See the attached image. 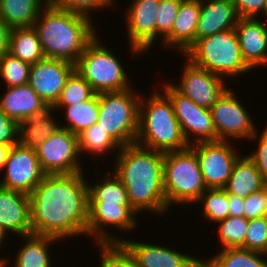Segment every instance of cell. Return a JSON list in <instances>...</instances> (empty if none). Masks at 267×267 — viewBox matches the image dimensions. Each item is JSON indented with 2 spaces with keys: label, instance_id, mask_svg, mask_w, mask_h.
Listing matches in <instances>:
<instances>
[{
  "label": "cell",
  "instance_id": "obj_11",
  "mask_svg": "<svg viewBox=\"0 0 267 267\" xmlns=\"http://www.w3.org/2000/svg\"><path fill=\"white\" fill-rule=\"evenodd\" d=\"M236 97L231 88H227L217 101L210 107L217 140L233 141L250 139L256 129L253 119Z\"/></svg>",
  "mask_w": 267,
  "mask_h": 267
},
{
  "label": "cell",
  "instance_id": "obj_32",
  "mask_svg": "<svg viewBox=\"0 0 267 267\" xmlns=\"http://www.w3.org/2000/svg\"><path fill=\"white\" fill-rule=\"evenodd\" d=\"M79 152L90 153L93 160L97 161L96 155L102 156L108 154V151L113 150L116 154L119 153L121 147L99 126L98 123L91 125L78 134ZM115 149V150H114ZM118 149V152L117 150ZM94 156V157H93Z\"/></svg>",
  "mask_w": 267,
  "mask_h": 267
},
{
  "label": "cell",
  "instance_id": "obj_30",
  "mask_svg": "<svg viewBox=\"0 0 267 267\" xmlns=\"http://www.w3.org/2000/svg\"><path fill=\"white\" fill-rule=\"evenodd\" d=\"M107 172L106 175L103 176V181L96 180L97 183L87 185L89 204H118L120 206H131L128 193L121 180L113 172Z\"/></svg>",
  "mask_w": 267,
  "mask_h": 267
},
{
  "label": "cell",
  "instance_id": "obj_20",
  "mask_svg": "<svg viewBox=\"0 0 267 267\" xmlns=\"http://www.w3.org/2000/svg\"><path fill=\"white\" fill-rule=\"evenodd\" d=\"M243 60L251 68L267 66V22L239 18L235 27Z\"/></svg>",
  "mask_w": 267,
  "mask_h": 267
},
{
  "label": "cell",
  "instance_id": "obj_44",
  "mask_svg": "<svg viewBox=\"0 0 267 267\" xmlns=\"http://www.w3.org/2000/svg\"><path fill=\"white\" fill-rule=\"evenodd\" d=\"M267 0H235L234 6L241 18H258L264 13Z\"/></svg>",
  "mask_w": 267,
  "mask_h": 267
},
{
  "label": "cell",
  "instance_id": "obj_28",
  "mask_svg": "<svg viewBox=\"0 0 267 267\" xmlns=\"http://www.w3.org/2000/svg\"><path fill=\"white\" fill-rule=\"evenodd\" d=\"M9 53L30 65L45 58L41 42L33 26L11 29Z\"/></svg>",
  "mask_w": 267,
  "mask_h": 267
},
{
  "label": "cell",
  "instance_id": "obj_50",
  "mask_svg": "<svg viewBox=\"0 0 267 267\" xmlns=\"http://www.w3.org/2000/svg\"><path fill=\"white\" fill-rule=\"evenodd\" d=\"M221 1H227V2H231V3H235V0H221Z\"/></svg>",
  "mask_w": 267,
  "mask_h": 267
},
{
  "label": "cell",
  "instance_id": "obj_8",
  "mask_svg": "<svg viewBox=\"0 0 267 267\" xmlns=\"http://www.w3.org/2000/svg\"><path fill=\"white\" fill-rule=\"evenodd\" d=\"M141 94L130 88L99 93V126L120 146L137 140Z\"/></svg>",
  "mask_w": 267,
  "mask_h": 267
},
{
  "label": "cell",
  "instance_id": "obj_10",
  "mask_svg": "<svg viewBox=\"0 0 267 267\" xmlns=\"http://www.w3.org/2000/svg\"><path fill=\"white\" fill-rule=\"evenodd\" d=\"M162 86L161 90L169 97L189 146L199 142L217 141L210 109L200 107L190 98L183 96L169 81Z\"/></svg>",
  "mask_w": 267,
  "mask_h": 267
},
{
  "label": "cell",
  "instance_id": "obj_46",
  "mask_svg": "<svg viewBox=\"0 0 267 267\" xmlns=\"http://www.w3.org/2000/svg\"><path fill=\"white\" fill-rule=\"evenodd\" d=\"M10 33L11 28L0 20V58L9 53Z\"/></svg>",
  "mask_w": 267,
  "mask_h": 267
},
{
  "label": "cell",
  "instance_id": "obj_14",
  "mask_svg": "<svg viewBox=\"0 0 267 267\" xmlns=\"http://www.w3.org/2000/svg\"><path fill=\"white\" fill-rule=\"evenodd\" d=\"M0 180L2 187L29 195L46 175L36 150L17 144L11 147ZM5 172V173H4Z\"/></svg>",
  "mask_w": 267,
  "mask_h": 267
},
{
  "label": "cell",
  "instance_id": "obj_49",
  "mask_svg": "<svg viewBox=\"0 0 267 267\" xmlns=\"http://www.w3.org/2000/svg\"><path fill=\"white\" fill-rule=\"evenodd\" d=\"M265 15V17L267 18V3H266V7H265V10H264V13L262 14V16ZM267 20V19H265Z\"/></svg>",
  "mask_w": 267,
  "mask_h": 267
},
{
  "label": "cell",
  "instance_id": "obj_25",
  "mask_svg": "<svg viewBox=\"0 0 267 267\" xmlns=\"http://www.w3.org/2000/svg\"><path fill=\"white\" fill-rule=\"evenodd\" d=\"M266 186V181L256 168L254 162L244 155H240L234 163L231 176L224 187L225 191L240 198H247Z\"/></svg>",
  "mask_w": 267,
  "mask_h": 267
},
{
  "label": "cell",
  "instance_id": "obj_4",
  "mask_svg": "<svg viewBox=\"0 0 267 267\" xmlns=\"http://www.w3.org/2000/svg\"><path fill=\"white\" fill-rule=\"evenodd\" d=\"M139 102L136 144L159 152H173L189 147L181 131L169 97L162 91L151 92ZM146 102V103H144Z\"/></svg>",
  "mask_w": 267,
  "mask_h": 267
},
{
  "label": "cell",
  "instance_id": "obj_48",
  "mask_svg": "<svg viewBox=\"0 0 267 267\" xmlns=\"http://www.w3.org/2000/svg\"><path fill=\"white\" fill-rule=\"evenodd\" d=\"M6 239H7V235L3 231L0 230V247H2L1 245L5 242L4 240H6ZM1 249L2 248H0V250ZM8 261L9 260L7 258L5 259V258L0 256V265H4L5 267H7Z\"/></svg>",
  "mask_w": 267,
  "mask_h": 267
},
{
  "label": "cell",
  "instance_id": "obj_13",
  "mask_svg": "<svg viewBox=\"0 0 267 267\" xmlns=\"http://www.w3.org/2000/svg\"><path fill=\"white\" fill-rule=\"evenodd\" d=\"M137 212L132 206L118 204H89L87 234L92 236L96 243L121 242L119 235L108 233V227L116 228L118 232H132L137 229ZM122 230V231H121ZM127 230V231H126ZM115 235V236H114ZM120 237V238H119Z\"/></svg>",
  "mask_w": 267,
  "mask_h": 267
},
{
  "label": "cell",
  "instance_id": "obj_26",
  "mask_svg": "<svg viewBox=\"0 0 267 267\" xmlns=\"http://www.w3.org/2000/svg\"><path fill=\"white\" fill-rule=\"evenodd\" d=\"M21 238L24 243L17 251L15 261H12L14 267H52V258H50L48 248L50 244L52 247V244L62 240L34 233L21 236Z\"/></svg>",
  "mask_w": 267,
  "mask_h": 267
},
{
  "label": "cell",
  "instance_id": "obj_9",
  "mask_svg": "<svg viewBox=\"0 0 267 267\" xmlns=\"http://www.w3.org/2000/svg\"><path fill=\"white\" fill-rule=\"evenodd\" d=\"M36 153L46 175L74 174L84 171L79 157L81 154L78 135L65 128L60 127L51 134L37 148Z\"/></svg>",
  "mask_w": 267,
  "mask_h": 267
},
{
  "label": "cell",
  "instance_id": "obj_1",
  "mask_svg": "<svg viewBox=\"0 0 267 267\" xmlns=\"http://www.w3.org/2000/svg\"><path fill=\"white\" fill-rule=\"evenodd\" d=\"M84 172L45 175L29 194L34 234L58 239L87 235L88 183Z\"/></svg>",
  "mask_w": 267,
  "mask_h": 267
},
{
  "label": "cell",
  "instance_id": "obj_34",
  "mask_svg": "<svg viewBox=\"0 0 267 267\" xmlns=\"http://www.w3.org/2000/svg\"><path fill=\"white\" fill-rule=\"evenodd\" d=\"M249 219L245 217H227L218 222V238L224 248H245L246 230Z\"/></svg>",
  "mask_w": 267,
  "mask_h": 267
},
{
  "label": "cell",
  "instance_id": "obj_51",
  "mask_svg": "<svg viewBox=\"0 0 267 267\" xmlns=\"http://www.w3.org/2000/svg\"><path fill=\"white\" fill-rule=\"evenodd\" d=\"M263 131L267 134V125L265 126Z\"/></svg>",
  "mask_w": 267,
  "mask_h": 267
},
{
  "label": "cell",
  "instance_id": "obj_45",
  "mask_svg": "<svg viewBox=\"0 0 267 267\" xmlns=\"http://www.w3.org/2000/svg\"><path fill=\"white\" fill-rule=\"evenodd\" d=\"M245 199L228 193L229 216L244 217Z\"/></svg>",
  "mask_w": 267,
  "mask_h": 267
},
{
  "label": "cell",
  "instance_id": "obj_2",
  "mask_svg": "<svg viewBox=\"0 0 267 267\" xmlns=\"http://www.w3.org/2000/svg\"><path fill=\"white\" fill-rule=\"evenodd\" d=\"M163 152L136 143L121 147L112 171L128 193L132 208L162 216L168 212L163 186Z\"/></svg>",
  "mask_w": 267,
  "mask_h": 267
},
{
  "label": "cell",
  "instance_id": "obj_18",
  "mask_svg": "<svg viewBox=\"0 0 267 267\" xmlns=\"http://www.w3.org/2000/svg\"><path fill=\"white\" fill-rule=\"evenodd\" d=\"M121 243L131 253L136 267H202V260L168 246L123 239Z\"/></svg>",
  "mask_w": 267,
  "mask_h": 267
},
{
  "label": "cell",
  "instance_id": "obj_16",
  "mask_svg": "<svg viewBox=\"0 0 267 267\" xmlns=\"http://www.w3.org/2000/svg\"><path fill=\"white\" fill-rule=\"evenodd\" d=\"M159 3L160 0H132L127 7L124 19L131 55L147 53L156 43V13Z\"/></svg>",
  "mask_w": 267,
  "mask_h": 267
},
{
  "label": "cell",
  "instance_id": "obj_23",
  "mask_svg": "<svg viewBox=\"0 0 267 267\" xmlns=\"http://www.w3.org/2000/svg\"><path fill=\"white\" fill-rule=\"evenodd\" d=\"M54 104H46L19 123V144L32 150L60 128L54 118Z\"/></svg>",
  "mask_w": 267,
  "mask_h": 267
},
{
  "label": "cell",
  "instance_id": "obj_29",
  "mask_svg": "<svg viewBox=\"0 0 267 267\" xmlns=\"http://www.w3.org/2000/svg\"><path fill=\"white\" fill-rule=\"evenodd\" d=\"M55 112L59 109L65 111L62 113L67 120L66 125H60L78 135L84 129L97 123L99 116V93L95 94L91 99L82 101L70 106H54ZM58 109V110H57Z\"/></svg>",
  "mask_w": 267,
  "mask_h": 267
},
{
  "label": "cell",
  "instance_id": "obj_7",
  "mask_svg": "<svg viewBox=\"0 0 267 267\" xmlns=\"http://www.w3.org/2000/svg\"><path fill=\"white\" fill-rule=\"evenodd\" d=\"M96 36L75 64V71L98 94L125 91L133 86L124 64Z\"/></svg>",
  "mask_w": 267,
  "mask_h": 267
},
{
  "label": "cell",
  "instance_id": "obj_41",
  "mask_svg": "<svg viewBox=\"0 0 267 267\" xmlns=\"http://www.w3.org/2000/svg\"><path fill=\"white\" fill-rule=\"evenodd\" d=\"M244 217L246 219L261 218L267 214V189L266 187L245 198Z\"/></svg>",
  "mask_w": 267,
  "mask_h": 267
},
{
  "label": "cell",
  "instance_id": "obj_22",
  "mask_svg": "<svg viewBox=\"0 0 267 267\" xmlns=\"http://www.w3.org/2000/svg\"><path fill=\"white\" fill-rule=\"evenodd\" d=\"M200 17V0H183L174 21L172 32L163 40L164 48L178 49L185 54L196 42V29Z\"/></svg>",
  "mask_w": 267,
  "mask_h": 267
},
{
  "label": "cell",
  "instance_id": "obj_3",
  "mask_svg": "<svg viewBox=\"0 0 267 267\" xmlns=\"http://www.w3.org/2000/svg\"><path fill=\"white\" fill-rule=\"evenodd\" d=\"M45 58L76 64L86 46L98 36L89 16L46 5L33 24Z\"/></svg>",
  "mask_w": 267,
  "mask_h": 267
},
{
  "label": "cell",
  "instance_id": "obj_6",
  "mask_svg": "<svg viewBox=\"0 0 267 267\" xmlns=\"http://www.w3.org/2000/svg\"><path fill=\"white\" fill-rule=\"evenodd\" d=\"M163 186L168 210L175 205L196 204L207 187L202 178L195 152L184 150L166 152L163 163Z\"/></svg>",
  "mask_w": 267,
  "mask_h": 267
},
{
  "label": "cell",
  "instance_id": "obj_12",
  "mask_svg": "<svg viewBox=\"0 0 267 267\" xmlns=\"http://www.w3.org/2000/svg\"><path fill=\"white\" fill-rule=\"evenodd\" d=\"M230 141L199 142L189 147L195 152L207 188H224L234 163L241 155ZM237 151V152H236Z\"/></svg>",
  "mask_w": 267,
  "mask_h": 267
},
{
  "label": "cell",
  "instance_id": "obj_36",
  "mask_svg": "<svg viewBox=\"0 0 267 267\" xmlns=\"http://www.w3.org/2000/svg\"><path fill=\"white\" fill-rule=\"evenodd\" d=\"M31 65L21 59L13 57L10 53L0 58V79L7 87L21 86L29 81Z\"/></svg>",
  "mask_w": 267,
  "mask_h": 267
},
{
  "label": "cell",
  "instance_id": "obj_5",
  "mask_svg": "<svg viewBox=\"0 0 267 267\" xmlns=\"http://www.w3.org/2000/svg\"><path fill=\"white\" fill-rule=\"evenodd\" d=\"M184 56L195 66L224 79L238 78L252 70L243 60L235 29L198 39Z\"/></svg>",
  "mask_w": 267,
  "mask_h": 267
},
{
  "label": "cell",
  "instance_id": "obj_39",
  "mask_svg": "<svg viewBox=\"0 0 267 267\" xmlns=\"http://www.w3.org/2000/svg\"><path fill=\"white\" fill-rule=\"evenodd\" d=\"M116 0H47V4L65 11L77 12L91 16V12L115 5ZM91 11V12H90Z\"/></svg>",
  "mask_w": 267,
  "mask_h": 267
},
{
  "label": "cell",
  "instance_id": "obj_42",
  "mask_svg": "<svg viewBox=\"0 0 267 267\" xmlns=\"http://www.w3.org/2000/svg\"><path fill=\"white\" fill-rule=\"evenodd\" d=\"M258 133L257 130V132L250 138V140L258 139V144H256L257 148L247 156L254 162L256 168L267 182V134L264 131Z\"/></svg>",
  "mask_w": 267,
  "mask_h": 267
},
{
  "label": "cell",
  "instance_id": "obj_47",
  "mask_svg": "<svg viewBox=\"0 0 267 267\" xmlns=\"http://www.w3.org/2000/svg\"><path fill=\"white\" fill-rule=\"evenodd\" d=\"M11 147L12 146L0 143V172L4 169Z\"/></svg>",
  "mask_w": 267,
  "mask_h": 267
},
{
  "label": "cell",
  "instance_id": "obj_27",
  "mask_svg": "<svg viewBox=\"0 0 267 267\" xmlns=\"http://www.w3.org/2000/svg\"><path fill=\"white\" fill-rule=\"evenodd\" d=\"M47 0H0V20L8 27H32Z\"/></svg>",
  "mask_w": 267,
  "mask_h": 267
},
{
  "label": "cell",
  "instance_id": "obj_43",
  "mask_svg": "<svg viewBox=\"0 0 267 267\" xmlns=\"http://www.w3.org/2000/svg\"><path fill=\"white\" fill-rule=\"evenodd\" d=\"M0 143L14 146L19 143V124L0 109Z\"/></svg>",
  "mask_w": 267,
  "mask_h": 267
},
{
  "label": "cell",
  "instance_id": "obj_35",
  "mask_svg": "<svg viewBox=\"0 0 267 267\" xmlns=\"http://www.w3.org/2000/svg\"><path fill=\"white\" fill-rule=\"evenodd\" d=\"M96 92L91 85L74 71L67 79L54 106H70L91 99Z\"/></svg>",
  "mask_w": 267,
  "mask_h": 267
},
{
  "label": "cell",
  "instance_id": "obj_17",
  "mask_svg": "<svg viewBox=\"0 0 267 267\" xmlns=\"http://www.w3.org/2000/svg\"><path fill=\"white\" fill-rule=\"evenodd\" d=\"M75 65L64 60L44 58L31 65L30 87L47 104H55Z\"/></svg>",
  "mask_w": 267,
  "mask_h": 267
},
{
  "label": "cell",
  "instance_id": "obj_37",
  "mask_svg": "<svg viewBox=\"0 0 267 267\" xmlns=\"http://www.w3.org/2000/svg\"><path fill=\"white\" fill-rule=\"evenodd\" d=\"M96 244L100 246V267H136L133 256L121 242Z\"/></svg>",
  "mask_w": 267,
  "mask_h": 267
},
{
  "label": "cell",
  "instance_id": "obj_19",
  "mask_svg": "<svg viewBox=\"0 0 267 267\" xmlns=\"http://www.w3.org/2000/svg\"><path fill=\"white\" fill-rule=\"evenodd\" d=\"M0 230L19 238L33 234L29 195L0 185Z\"/></svg>",
  "mask_w": 267,
  "mask_h": 267
},
{
  "label": "cell",
  "instance_id": "obj_21",
  "mask_svg": "<svg viewBox=\"0 0 267 267\" xmlns=\"http://www.w3.org/2000/svg\"><path fill=\"white\" fill-rule=\"evenodd\" d=\"M239 18L234 3L221 0H200L196 41L219 32L235 29Z\"/></svg>",
  "mask_w": 267,
  "mask_h": 267
},
{
  "label": "cell",
  "instance_id": "obj_38",
  "mask_svg": "<svg viewBox=\"0 0 267 267\" xmlns=\"http://www.w3.org/2000/svg\"><path fill=\"white\" fill-rule=\"evenodd\" d=\"M183 0H160L156 13V41L163 40L172 32L174 21ZM160 36V37H159Z\"/></svg>",
  "mask_w": 267,
  "mask_h": 267
},
{
  "label": "cell",
  "instance_id": "obj_40",
  "mask_svg": "<svg viewBox=\"0 0 267 267\" xmlns=\"http://www.w3.org/2000/svg\"><path fill=\"white\" fill-rule=\"evenodd\" d=\"M245 249L267 254V217L249 219Z\"/></svg>",
  "mask_w": 267,
  "mask_h": 267
},
{
  "label": "cell",
  "instance_id": "obj_31",
  "mask_svg": "<svg viewBox=\"0 0 267 267\" xmlns=\"http://www.w3.org/2000/svg\"><path fill=\"white\" fill-rule=\"evenodd\" d=\"M218 254L202 260V267H267V254L242 247L220 249Z\"/></svg>",
  "mask_w": 267,
  "mask_h": 267
},
{
  "label": "cell",
  "instance_id": "obj_24",
  "mask_svg": "<svg viewBox=\"0 0 267 267\" xmlns=\"http://www.w3.org/2000/svg\"><path fill=\"white\" fill-rule=\"evenodd\" d=\"M5 90L0 97V109L18 124L47 104L28 83Z\"/></svg>",
  "mask_w": 267,
  "mask_h": 267
},
{
  "label": "cell",
  "instance_id": "obj_33",
  "mask_svg": "<svg viewBox=\"0 0 267 267\" xmlns=\"http://www.w3.org/2000/svg\"><path fill=\"white\" fill-rule=\"evenodd\" d=\"M201 203L202 216L211 223H218L229 217L228 193L224 188H207L196 203Z\"/></svg>",
  "mask_w": 267,
  "mask_h": 267
},
{
  "label": "cell",
  "instance_id": "obj_15",
  "mask_svg": "<svg viewBox=\"0 0 267 267\" xmlns=\"http://www.w3.org/2000/svg\"><path fill=\"white\" fill-rule=\"evenodd\" d=\"M179 83L172 86L183 96L190 98L198 106L210 109L228 88L221 76L199 68L188 59L185 61Z\"/></svg>",
  "mask_w": 267,
  "mask_h": 267
}]
</instances>
